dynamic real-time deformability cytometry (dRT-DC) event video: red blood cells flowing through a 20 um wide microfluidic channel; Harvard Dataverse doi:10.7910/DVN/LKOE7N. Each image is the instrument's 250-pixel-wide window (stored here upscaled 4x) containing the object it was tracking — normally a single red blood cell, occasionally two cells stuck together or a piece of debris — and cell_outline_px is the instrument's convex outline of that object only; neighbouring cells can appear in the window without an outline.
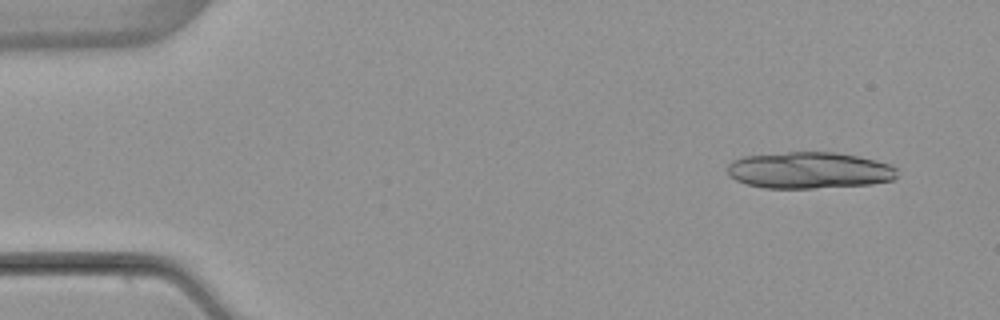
{"species": "common noctule bat (a hibernating species)", "species_latin": "Nyctalus noctula", "temperature_condition": "warm", "stored_images_in_passage": 5, "camera_frame_rate_fps": 3000, "um_per_image_px": 0.085, "animal": {"sex": "female", "body_mass_g": 22.7, "forearm_length_mm": 54.2}, "frame": {"image": 1, "passage_image": 1, "time_ms": 0.0, "image_size_px": [1000, 320], "cell_outline_px": [[896, 176], [892, 180], [872, 184], [816, 188], [764, 188], [748, 184], [736, 180], [728, 176], [728, 164], [732, 160], [744, 156], [788, 152], [836, 152], [856, 156], [892, 164], [896, 168]], "centroid_in_image_um": [68.77, 14.47], "position_along_channel_um": 16.2, "area_um2": 36.18}}